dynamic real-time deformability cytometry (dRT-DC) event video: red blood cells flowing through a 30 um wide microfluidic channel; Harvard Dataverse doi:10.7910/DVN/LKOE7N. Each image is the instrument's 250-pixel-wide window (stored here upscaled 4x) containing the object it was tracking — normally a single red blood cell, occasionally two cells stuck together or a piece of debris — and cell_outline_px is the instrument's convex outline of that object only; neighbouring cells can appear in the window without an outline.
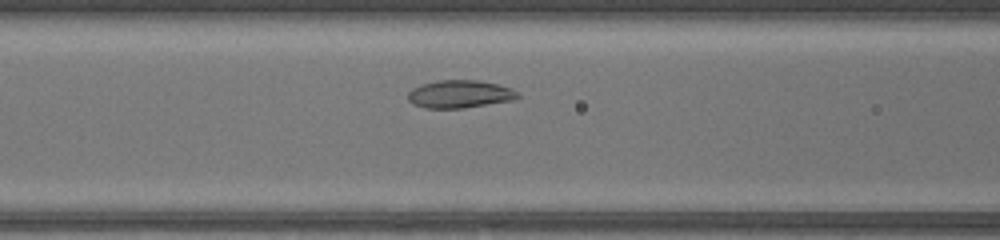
{"species": "common noctule bat (a hibernating species)", "species_latin": "Nyctalus noctula", "temperature_condition": "warm", "stored_images_in_passage": 33, "camera_frame_rate_fps": 3000, "um_per_image_px": 0.085, "animal": {"sex": "female", "body_mass_g": 17.0, "forearm_length_mm": 48.0}, "frame": {"image": 1, "passage_image": 7, "time_ms": 2.0, "image_size_px": [1000, 240], "cell_outline_px": [[520, 96], [512, 100], [464, 108], [424, 108], [412, 104], [408, 100], [408, 92], [412, 88], [420, 84], [436, 80], [480, 80], [512, 88]], "centroid_in_image_um": [39.03, 7.99], "position_along_channel_um": 127.6, "area_um2": 17.86}}
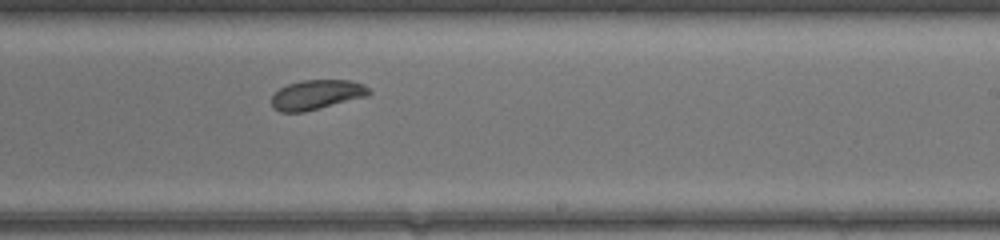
{"frame": {"image": 2, "passage_image": 16, "time_ms": 5.0, "image_size_px": [1000, 240], "cell_outline_px": [[372, 92], [368, 96], [304, 112], [280, 112], [272, 108], [272, 96], [280, 88], [288, 84], [304, 80], [352, 80], [364, 84]], "centroid_in_image_um": [26.93, 8.05], "position_along_channel_um": 262.1, "area_um2": 16.88}}
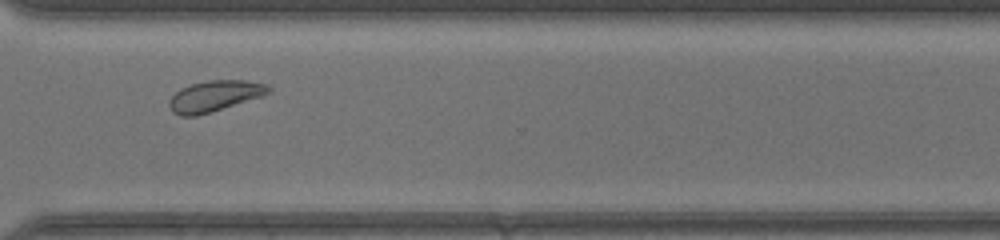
{"frame": {"image": 3, "passage_image": 22, "time_ms": 7.0, "image_size_px": [1000, 240], "cell_outline_px": [[272, 92], [260, 96], [196, 116], [180, 116], [172, 112], [168, 104], [168, 100], [180, 88], [192, 84], [208, 80], [244, 80], [268, 84], [272, 88]], "centroid_in_image_um": [18.22, 8.15], "position_along_channel_um": 352.4, "area_um2": 17.69}}